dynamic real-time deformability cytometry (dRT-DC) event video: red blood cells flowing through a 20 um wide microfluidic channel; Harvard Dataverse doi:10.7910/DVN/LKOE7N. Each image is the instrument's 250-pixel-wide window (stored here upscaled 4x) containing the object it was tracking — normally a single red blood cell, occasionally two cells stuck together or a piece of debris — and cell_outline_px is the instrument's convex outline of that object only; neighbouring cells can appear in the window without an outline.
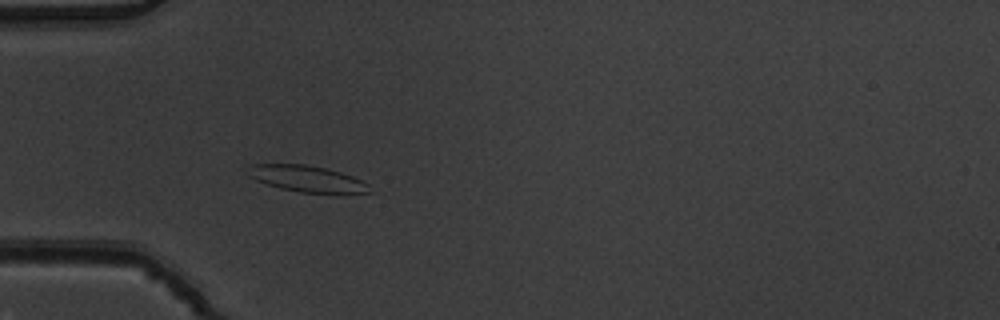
{"species": "common noctule bat (a hibernating species)", "species_latin": "Nyctalus noctula", "temperature_condition": "warm", "stored_images_in_passage": 37, "camera_frame_rate_fps": 3000, "um_per_image_px": 0.085, "animal": {"sex": "male", "body_mass_g": 19.5, "forearm_length_mm": 54.6}, "frame": {"image": 1, "passage_image": 1, "time_ms": 0.0, "image_size_px": [1000, 320], "cell_outline_px": [[372, 192], [300, 192], [280, 188], [256, 180], [248, 176], [252, 164], [304, 164], [324, 168], [340, 172], [352, 176], [368, 184]], "centroid_in_image_um": [26.07, 15.18], "position_along_channel_um": 58.9, "area_um2": 18.03}}
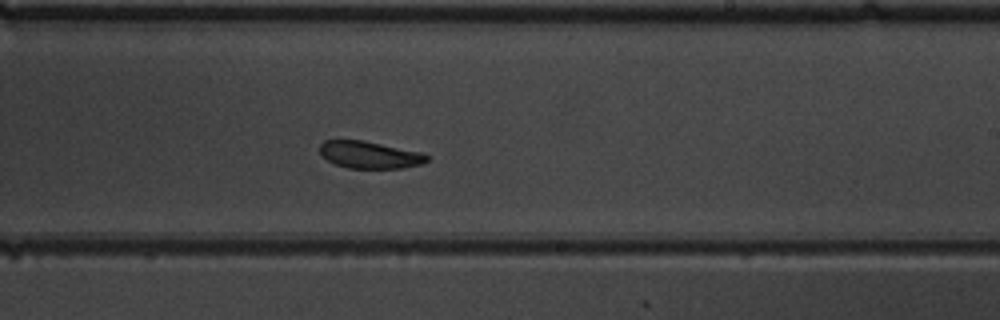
{"frame": {"image": 2, "passage_image": 17, "time_ms": 5.333, "image_size_px": [1000, 320], "cell_outline_px": [[428, 160], [420, 164], [404, 168], [348, 168], [336, 164], [328, 160], [320, 152], [320, 144], [324, 140], [360, 140], [424, 152], [428, 156]], "centroid_in_image_um": [31.44, 13.16], "position_along_channel_um": 257.6, "area_um2": 16.82}}
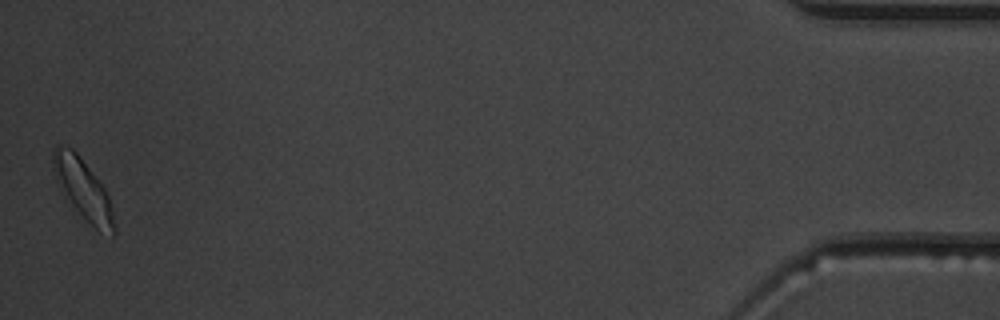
{"frame": {"image": 3, "passage_image": 37, "time_ms": 12.0, "image_size_px": [1000, 320], "cell_outline_px": [[116, 232], [112, 236], [100, 232], [76, 208], [68, 196], [56, 176], [52, 168], [52, 148], [56, 144], [60, 144], [72, 148], [80, 156], [104, 188], [108, 196], [116, 228]], "centroid_in_image_um": [7.08, 16.02], "position_along_channel_um": 428.1, "area_um2": 20.52}, "authors_computed_cell_mechanics": {"area_um2": 18.4382, "velocity_mm_per_s": 3.8441, "shape_relaxation_time_tau1_ms": 3.2526, "shape_relaxation_time_tau2_ms": 2.554, "deformation_change_tau1": 0.1149, "deformation_change_tau2": 0.0914}}